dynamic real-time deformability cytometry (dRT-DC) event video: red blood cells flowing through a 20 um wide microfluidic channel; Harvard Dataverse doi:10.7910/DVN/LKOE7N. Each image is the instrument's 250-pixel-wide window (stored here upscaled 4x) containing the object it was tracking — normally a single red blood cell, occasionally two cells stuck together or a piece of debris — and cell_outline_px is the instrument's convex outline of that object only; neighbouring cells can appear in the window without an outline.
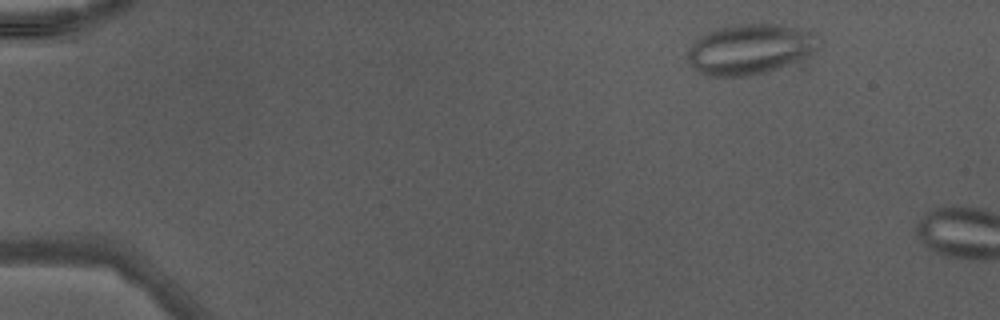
{"species": "Egyptian fruit bat (a non-hibernating species)", "species_latin": "Rousettus aegyptiacus", "temperature_condition": "warm", "stored_images_in_passage": 4, "camera_frame_rate_fps": 3000, "um_per_image_px": 0.085, "animal": {"sex": "male"}, "frame": {"image": 1, "passage_image": 1, "time_ms": 0.0, "image_size_px": [1000, 320], "cell_outline_px": [[824, 40], [820, 48], [816, 52], [768, 72], [744, 76], [704, 76], [696, 72], [688, 60], [688, 48], [700, 36], [716, 28], [732, 24], [780, 24], [816, 32]], "centroid_in_image_um": [63.8, 4.17], "position_along_channel_um": 21.2, "area_um2": 39.07}}